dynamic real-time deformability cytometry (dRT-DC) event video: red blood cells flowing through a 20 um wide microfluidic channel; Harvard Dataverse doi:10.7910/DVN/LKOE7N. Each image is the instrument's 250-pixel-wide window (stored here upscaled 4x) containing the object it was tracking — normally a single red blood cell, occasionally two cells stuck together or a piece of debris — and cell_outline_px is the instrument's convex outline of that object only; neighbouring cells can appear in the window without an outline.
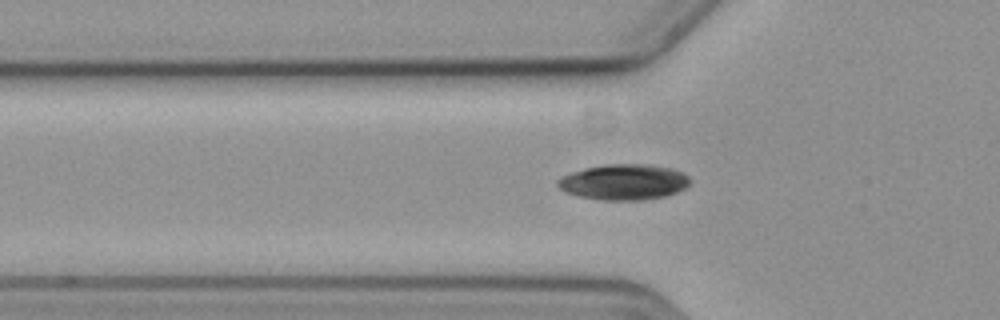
{"species": "common noctule bat (a hibernating species)", "species_latin": "Nyctalus noctula", "temperature_condition": "cold", "stored_images_in_passage": 44, "camera_frame_rate_fps": 3000, "um_per_image_px": 0.085, "animal": {"sex": "female", "body_mass_g": 19.3, "forearm_length_mm": 54.1}, "frame": {"image": 1, "passage_image": 13, "time_ms": 4.0, "image_size_px": [1000, 320], "cell_outline_px": [[688, 184], [684, 188], [676, 192], [664, 196], [644, 200], [600, 200], [580, 196], [564, 192], [556, 184], [556, 180], [560, 176], [572, 172], [604, 164], [648, 164], [672, 168], [688, 176]], "centroid_in_image_um": [52.98, 15.47], "position_along_channel_um": 72.8, "area_um2": 27.4}}
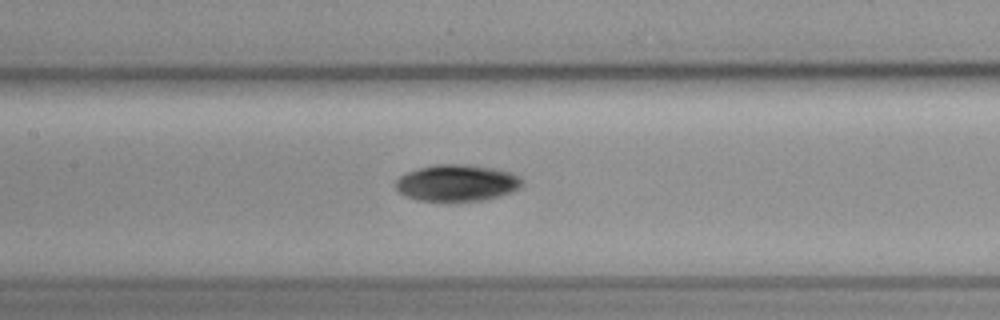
{"frame": {"image": 2, "passage_image": 21, "time_ms": 6.667, "image_size_px": [1000, 320], "cell_outline_px": [[524, 184], [520, 188], [512, 192], [500, 196], [484, 200], [452, 204], [416, 200], [404, 196], [396, 188], [396, 180], [400, 176], [408, 172], [420, 168], [436, 164], [468, 164], [492, 168], [512, 172], [520, 176], [524, 180]], "centroid_in_image_um": [38.87, 15.59], "position_along_channel_um": 168.5, "area_um2": 27.98}}
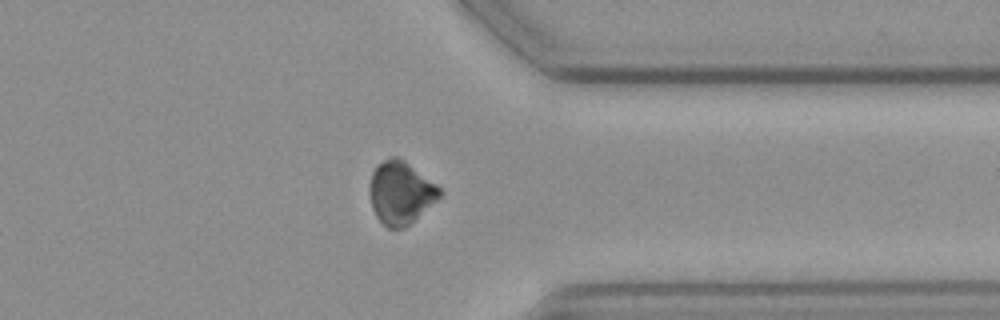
{"frame": {"image": 3, "passage_image": 39, "time_ms": 12.667, "image_size_px": [1000, 320], "cell_outline_px": [[444, 192], [436, 200], [404, 228], [388, 228], [376, 216], [372, 208], [368, 192], [368, 184], [372, 172], [376, 164], [388, 156], [396, 156], [404, 160], [436, 184]], "centroid_in_image_um": [34.0, 16.34], "position_along_channel_um": 377.4, "area_um2": 25.66}, "authors_computed_cell_mechanics": {"area_um2": 26.7903, "velocity_mm_per_s": 3.5737, "shape_relaxation_time_tau1_ms": 5.4178, "shape_relaxation_time_tau2_ms": null, "deformation_change_tau1": 0.0729, "deformation_change_tau2": null}}